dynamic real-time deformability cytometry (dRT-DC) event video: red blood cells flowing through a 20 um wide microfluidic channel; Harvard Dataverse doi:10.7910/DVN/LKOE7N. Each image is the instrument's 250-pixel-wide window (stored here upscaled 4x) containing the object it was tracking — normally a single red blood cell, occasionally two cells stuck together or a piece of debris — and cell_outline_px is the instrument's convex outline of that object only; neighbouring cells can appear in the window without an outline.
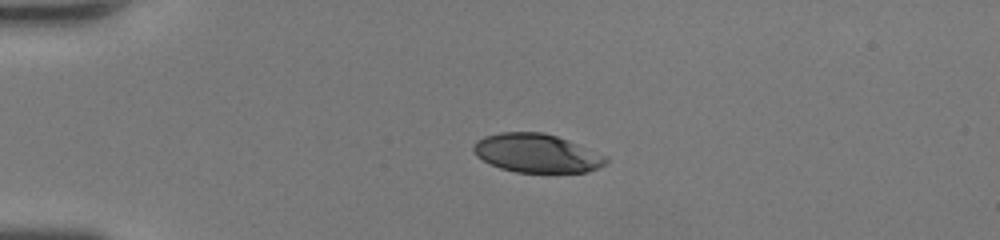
{"species": "human", "species_latin": "Homo sapiens", "temperature_condition": "room temperature", "stored_images_in_passage": 37, "camera_frame_rate_fps": 3000, "um_per_image_px": 0.085, "donor": {"sex": "female"}, "frame": {"image": 1, "passage_image": 1, "time_ms": 0.0, "image_size_px": [1000, 240], "cell_outline_px": [[608, 160], [604, 164], [588, 172], [516, 172], [500, 168], [476, 156], [472, 152], [472, 148], [476, 140], [484, 136], [500, 132], [544, 132], [568, 140], [608, 156]], "centroid_in_image_um": [45.6, 13.01], "position_along_channel_um": 39.4, "area_um2": 29.82}}
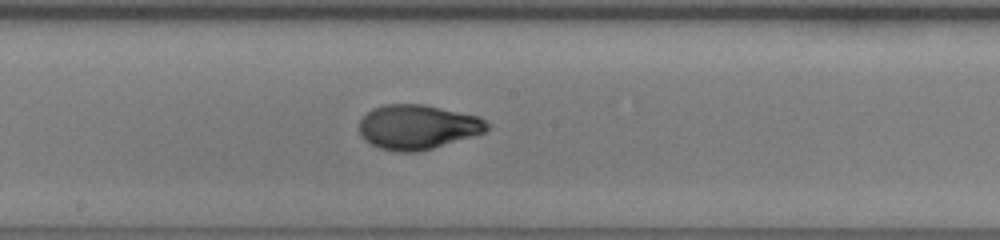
{"frame": {"image": 2, "passage_image": 16, "time_ms": 5.0, "image_size_px": [1000, 240], "cell_outline_px": [[492, 124], [484, 132], [472, 136], [432, 148], [416, 152], [396, 152], [380, 148], [364, 140], [360, 136], [360, 120], [372, 108], [384, 104], [424, 104], [480, 116]], "centroid_in_image_um": [35.51, 10.78], "position_along_channel_um": 212.7, "area_um2": 33.29}}
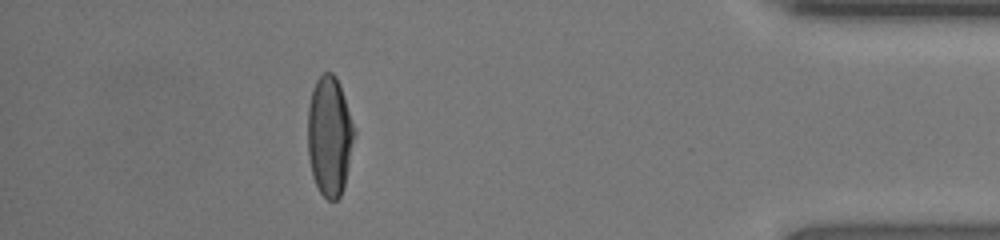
{"frame": {"image": 3, "passage_image": 32, "time_ms": 10.333, "image_size_px": [1000, 240], "cell_outline_px": [[356, 132], [344, 188], [340, 196], [336, 200], [328, 200], [320, 192], [312, 176], [308, 156], [308, 108], [312, 88], [316, 80], [324, 72], [332, 72], [336, 76], [340, 84], [356, 128]], "centroid_in_image_um": [28.02, 11.55], "position_along_channel_um": 407.2, "area_um2": 32.95}, "authors_computed_cell_mechanics": {"area_um2": 32.7148, "velocity_mm_per_s": 4.4427, "shape_relaxation_time_tau1_ms": 3.8925, "shape_relaxation_time_tau2_ms": 0.6683, "deformation_change_tau1": 0.2331, "deformation_change_tau2": 0.0567}}